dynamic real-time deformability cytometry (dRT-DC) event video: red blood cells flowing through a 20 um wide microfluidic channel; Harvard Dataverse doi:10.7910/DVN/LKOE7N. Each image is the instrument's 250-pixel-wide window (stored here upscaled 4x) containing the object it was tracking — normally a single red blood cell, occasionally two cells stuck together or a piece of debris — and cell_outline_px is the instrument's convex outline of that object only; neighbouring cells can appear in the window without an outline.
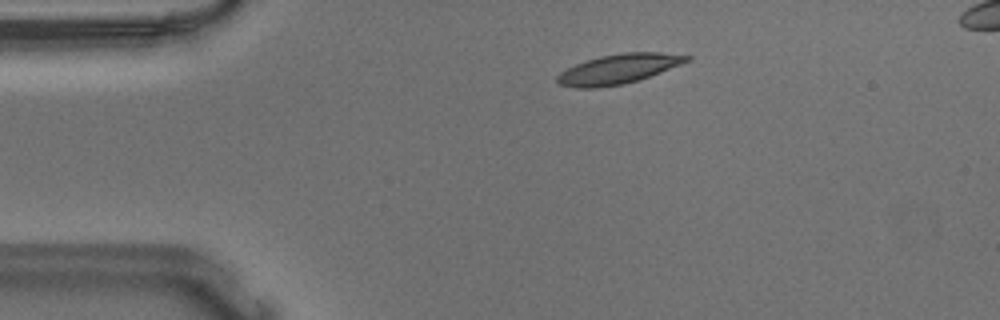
{"species": "Egyptian fruit bat (a non-hibernating species)", "species_latin": "Rousettus aegyptiacus", "temperature_condition": "warm", "stored_images_in_passage": 46, "camera_frame_rate_fps": 3000, "um_per_image_px": 0.085, "animal": {"sex": "male"}, "frame": {"image": 1, "passage_image": 1, "time_ms": 0.0, "image_size_px": [1000, 320], "cell_outline_px": [[692, 60], [660, 72], [624, 84], [600, 88], [576, 88], [560, 84], [556, 80], [556, 76], [560, 72], [576, 64], [600, 56], [620, 52], [660, 52], [692, 56]], "centroid_in_image_um": [52.57, 5.86], "position_along_channel_um": 32.4, "area_um2": 22.31}}
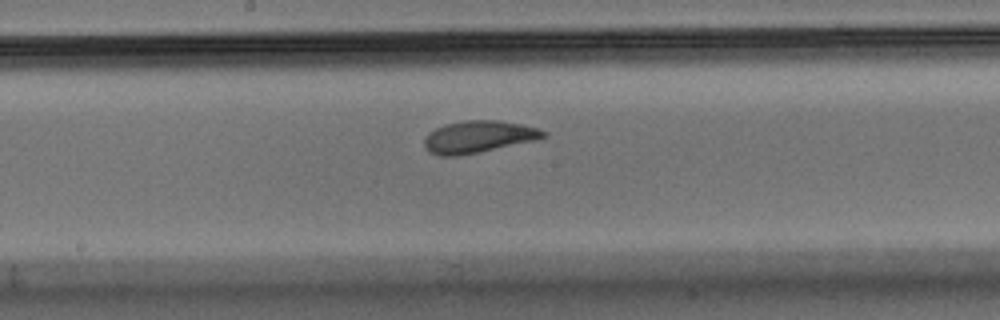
{"frame": {"image": 2, "passage_image": 19, "time_ms": 6.0, "image_size_px": [1000, 320], "cell_outline_px": [[548, 136], [536, 140], [480, 152], [460, 156], [440, 156], [428, 152], [424, 148], [424, 140], [428, 132], [444, 124], [464, 120], [500, 120], [520, 124], [536, 128], [548, 132]], "centroid_in_image_um": [40.64, 11.63], "position_along_channel_um": 207.6, "area_um2": 22.48}}
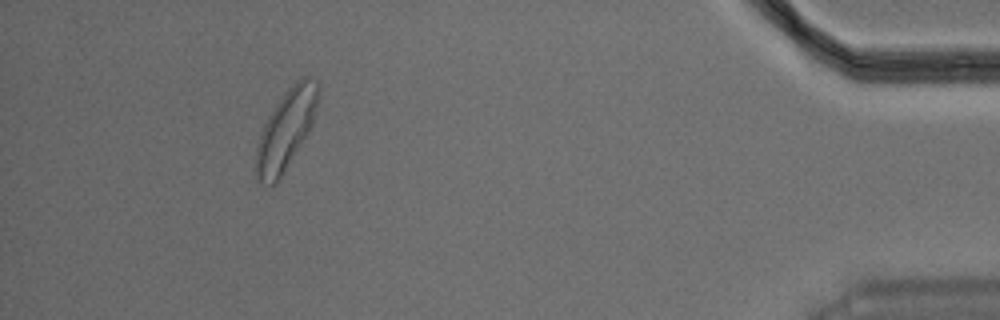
{"frame": {"image": 3, "passage_image": 41, "time_ms": 13.333, "image_size_px": [1000, 320], "cell_outline_px": [[320, 96], [312, 124], [308, 132], [276, 184], [272, 184], [256, 180], [256, 144], [260, 132], [268, 116], [284, 92], [300, 76], [308, 76], [316, 80], [320, 84]], "centroid_in_image_um": [24.33, 10.95], "position_along_channel_um": 410.9, "area_um2": 28.78}}